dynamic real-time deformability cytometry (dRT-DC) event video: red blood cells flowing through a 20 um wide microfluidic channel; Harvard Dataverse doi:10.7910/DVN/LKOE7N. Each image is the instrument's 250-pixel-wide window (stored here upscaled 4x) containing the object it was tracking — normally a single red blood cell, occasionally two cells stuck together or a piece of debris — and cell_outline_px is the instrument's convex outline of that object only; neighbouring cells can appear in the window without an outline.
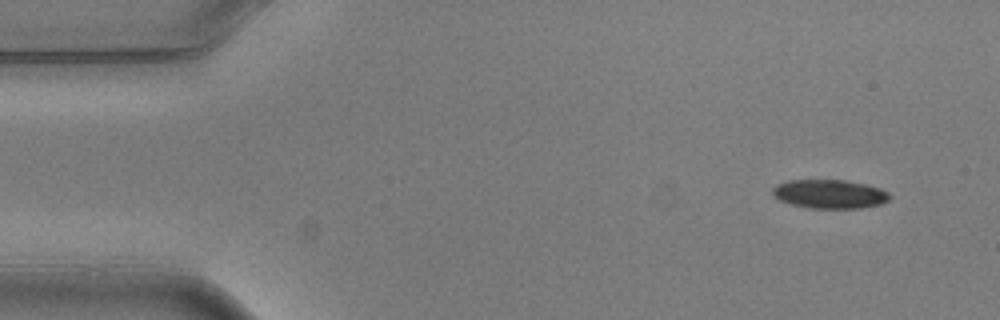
{"species": "common noctule bat (a hibernating species)", "species_latin": "Nyctalus noctula", "temperature_condition": "warm", "stored_images_in_passage": 5, "camera_frame_rate_fps": 3000, "um_per_image_px": 0.085, "animal": {"sex": "male", "body_mass_g": 20.5, "forearm_length_mm": 52.5}, "frame": {"image": 1, "passage_image": 1, "time_ms": 0.0, "image_size_px": [1000, 320], "cell_outline_px": [[892, 196], [888, 200], [880, 204], [860, 208], [808, 208], [792, 204], [780, 200], [772, 196], [772, 188], [776, 184], [788, 180], [844, 180], [864, 184], [880, 188], [888, 192]], "centroid_in_image_um": [70.49, 16.49], "position_along_channel_um": 14.5, "area_um2": 19.71}}
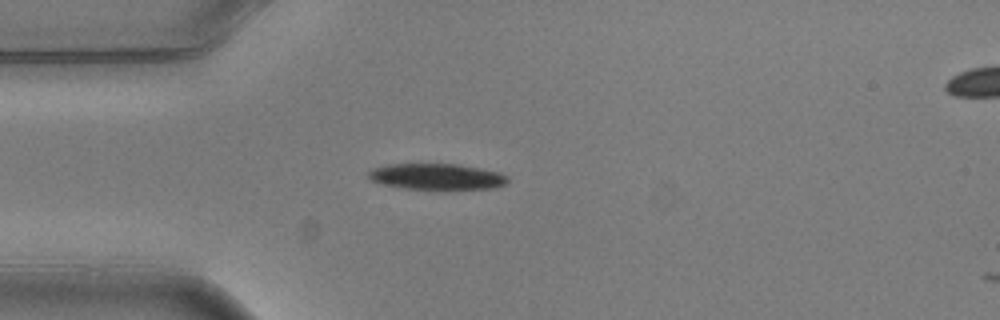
{"frame": {"image": 2, "passage_image": 4, "time_ms": 1.0, "image_size_px": [1000, 320], "cell_outline_px": [[508, 184], [496, 188], [404, 188], [384, 184], [368, 180], [364, 172], [372, 168], [384, 164], [456, 164], [480, 168], [500, 172], [508, 176]], "centroid_in_image_um": [37.07, 14.99], "position_along_channel_um": 47.9, "area_um2": 21.15}}